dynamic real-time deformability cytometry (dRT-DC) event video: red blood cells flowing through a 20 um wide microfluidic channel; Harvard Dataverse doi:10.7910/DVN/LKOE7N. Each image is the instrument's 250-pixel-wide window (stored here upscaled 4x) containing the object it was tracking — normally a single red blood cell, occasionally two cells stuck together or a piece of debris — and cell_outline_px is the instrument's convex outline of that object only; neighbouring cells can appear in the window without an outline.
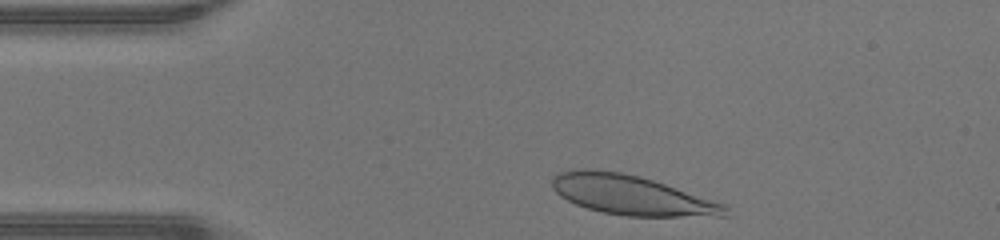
{"species": "human", "species_latin": "Homo sapiens", "temperature_condition": "warm", "stored_images_in_passage": 31, "camera_frame_rate_fps": 3000, "um_per_image_px": 0.085, "donor": {"sex": "male"}, "frame": {"image": 1, "passage_image": 2, "time_ms": 0.333, "image_size_px": [1000, 240], "cell_outline_px": [[728, 216], [628, 216], [604, 212], [588, 208], [576, 204], [560, 196], [552, 188], [552, 176], [556, 172], [572, 168], [588, 168], [620, 172], [640, 176], [728, 204]], "centroid_in_image_um": [53.66, 16.56], "position_along_channel_um": 31.3, "area_um2": 40.17}}
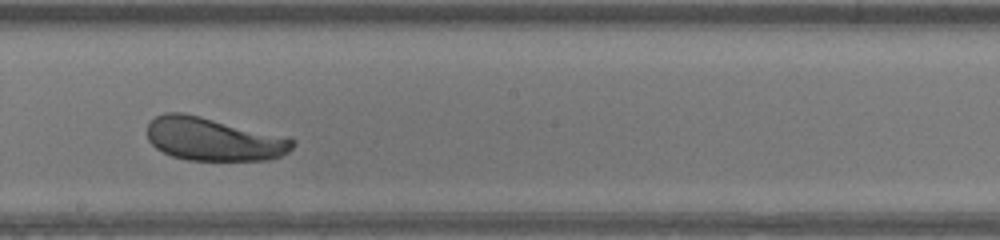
{"frame": {"image": 2, "passage_image": 19, "time_ms": 6.0, "image_size_px": [1000, 240], "cell_outline_px": [[296, 140], [292, 148], [288, 152], [280, 156], [268, 160], [188, 160], [172, 156], [156, 148], [148, 140], [148, 124], [156, 116], [164, 112], [184, 112]], "centroid_in_image_um": [18.09, 11.83], "position_along_channel_um": 230.1, "area_um2": 36.07}}
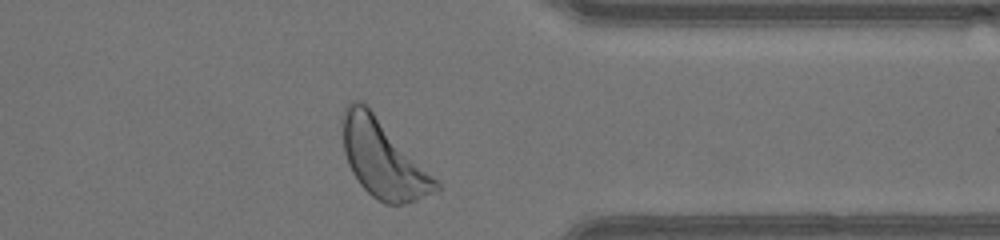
{"frame": {"image": 3, "passage_image": 30, "time_ms": 9.667, "image_size_px": [1000, 240], "cell_outline_px": [[440, 188], [408, 204], [384, 204], [372, 196], [360, 184], [352, 172], [348, 164], [344, 152], [344, 108], [352, 100], [360, 100], [372, 112], [440, 184]], "centroid_in_image_um": [32.53, 13.55], "position_along_channel_um": 378.9, "area_um2": 40.52}, "authors_computed_cell_mechanics": {"area_um2": 37.859, "velocity_mm_per_s": 4.3355, "shape_relaxation_time_tau1_ms": 2.2016, "shape_relaxation_time_tau2_ms": null, "deformation_change_tau1": 0.1245, "deformation_change_tau2": null}}